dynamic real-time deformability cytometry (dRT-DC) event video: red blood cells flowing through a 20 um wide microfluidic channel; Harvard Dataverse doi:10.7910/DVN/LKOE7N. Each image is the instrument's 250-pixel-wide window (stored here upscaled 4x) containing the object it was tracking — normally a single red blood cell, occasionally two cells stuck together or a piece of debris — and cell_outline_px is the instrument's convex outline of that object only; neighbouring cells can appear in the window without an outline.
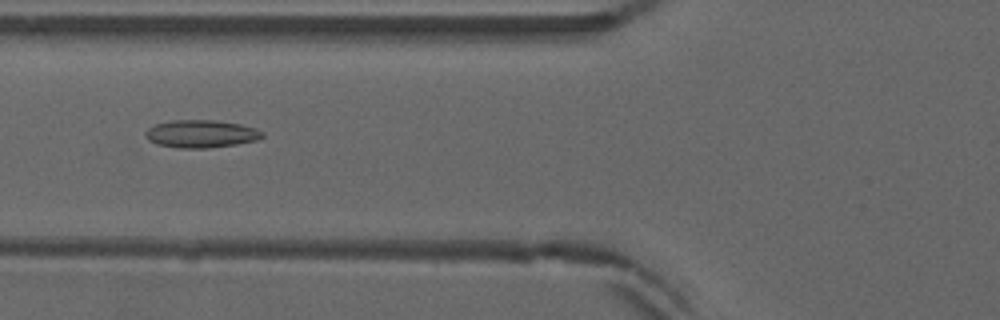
{"species": "common noctule bat (a hibernating species)", "species_latin": "Nyctalus noctula", "temperature_condition": "warm", "stored_images_in_passage": 36, "camera_frame_rate_fps": 3000, "um_per_image_px": 0.085, "animal": {"sex": "male", "forearm_length_mm": 52.5}, "frame": {"image": 1, "passage_image": 21, "time_ms": 6.667, "image_size_px": [1000, 320], "cell_outline_px": [[264, 136], [256, 140], [236, 144], [208, 148], [180, 148], [156, 144], [148, 140], [144, 136], [144, 132], [148, 128], [156, 124], [172, 120], [216, 120], [240, 124], [256, 128], [264, 132]], "centroid_in_image_um": [17.08, 11.37], "position_along_channel_um": 108.7, "area_um2": 18.96}}
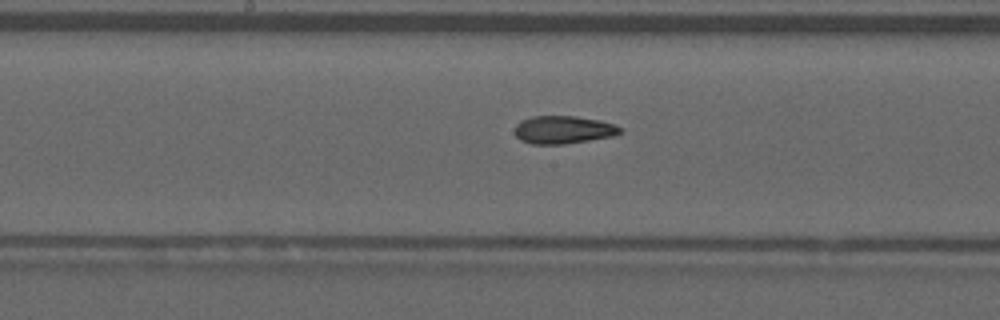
{"frame": {"image": 2, "passage_image": 28, "time_ms": 9.0, "image_size_px": [1000, 320], "cell_outline_px": [[624, 128], [620, 132], [612, 136], [564, 144], [532, 144], [520, 140], [516, 136], [516, 124], [520, 120], [532, 116], [576, 116], [600, 120], [616, 124]], "centroid_in_image_um": [47.89, 11.02], "position_along_channel_um": 200.3, "area_um2": 17.17}}
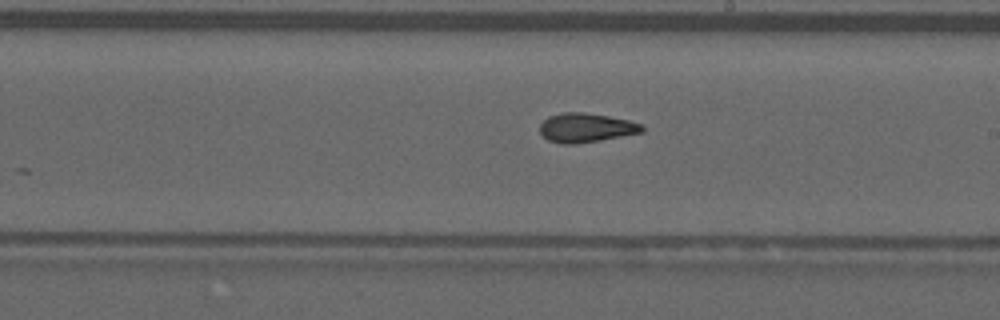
{"frame": {"image": 3, "passage_image": 31, "time_ms": 10.0, "image_size_px": [1000, 320], "cell_outline_px": [[644, 132], [600, 140], [576, 144], [560, 144], [548, 140], [540, 132], [540, 124], [548, 116], [564, 112], [584, 112], [608, 116], [628, 120], [640, 124], [644, 128]], "centroid_in_image_um": [49.79, 10.86], "position_along_channel_um": 239.2, "area_um2": 17.34}}